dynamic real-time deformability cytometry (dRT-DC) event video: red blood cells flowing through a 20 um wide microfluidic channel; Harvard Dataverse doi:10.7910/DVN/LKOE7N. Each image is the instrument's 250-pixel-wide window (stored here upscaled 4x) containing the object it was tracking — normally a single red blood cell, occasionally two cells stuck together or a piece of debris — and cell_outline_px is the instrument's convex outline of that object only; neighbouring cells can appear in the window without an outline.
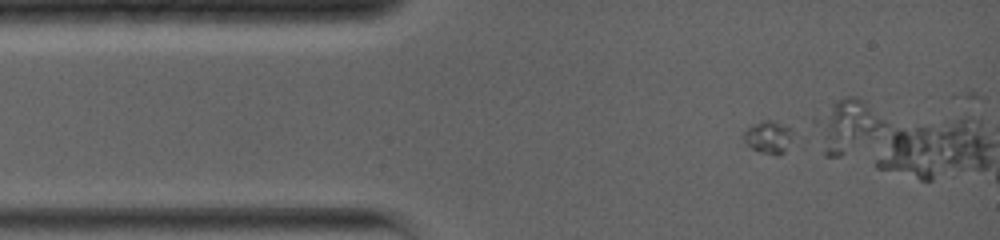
{"species": "common noctule bat (a hibernating species)", "species_latin": "Nyctalus noctula", "temperature_condition": "warm", "stored_images_in_passage": 6, "camera_frame_rate_fps": 5000, "um_per_image_px": 0.085, "animal": {"sex": "female", "body_mass_g": 19.0, "forearm_length_mm": 56.7}, "frame": {"image": 1, "passage_image": 1, "time_ms": 0.0, "image_size_px": [1000, 240], "cell_outline_px": [[804, 148], [780, 156], [776, 156], [756, 152], [740, 136], [752, 124], [764, 120], [772, 120], [792, 128], [800, 136]], "centroid_in_image_um": [65.65, 11.76], "position_along_channel_um": 19.3, "area_um2": 11.33}}